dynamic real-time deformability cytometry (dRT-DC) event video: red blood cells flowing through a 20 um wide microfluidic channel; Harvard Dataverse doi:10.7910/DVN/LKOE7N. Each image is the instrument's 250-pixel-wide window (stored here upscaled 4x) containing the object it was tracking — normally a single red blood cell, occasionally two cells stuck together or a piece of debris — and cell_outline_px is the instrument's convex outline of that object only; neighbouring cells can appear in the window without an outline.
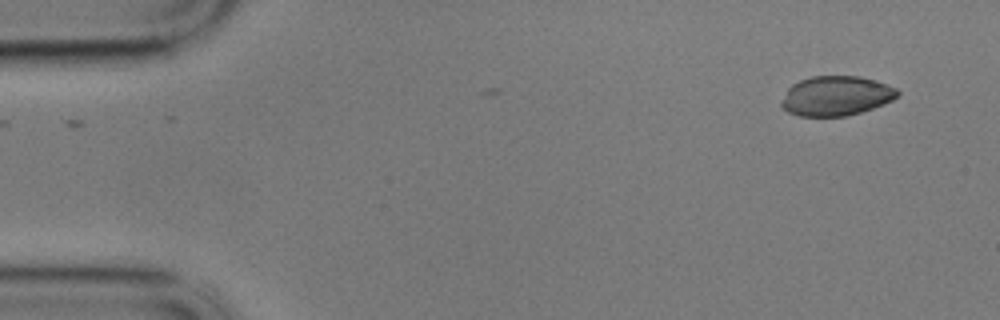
{"species": "common noctule bat (a hibernating species)", "species_latin": "Nyctalus noctula", "temperature_condition": "cold", "stored_images_in_passage": 3, "camera_frame_rate_fps": 3000, "um_per_image_px": 0.085, "animal": {"sex": "male", "body_mass_g": 17.9}, "frame": {"image": 1, "passage_image": 1, "time_ms": 0.0, "image_size_px": [1000, 320], "cell_outline_px": [[900, 96], [884, 104], [860, 112], [844, 116], [800, 116], [788, 112], [780, 104], [780, 100], [788, 88], [792, 84], [800, 80], [812, 76], [860, 76], [896, 88], [900, 92]], "centroid_in_image_um": [71.05, 8.15], "position_along_channel_um": 14.0, "area_um2": 26.76}}